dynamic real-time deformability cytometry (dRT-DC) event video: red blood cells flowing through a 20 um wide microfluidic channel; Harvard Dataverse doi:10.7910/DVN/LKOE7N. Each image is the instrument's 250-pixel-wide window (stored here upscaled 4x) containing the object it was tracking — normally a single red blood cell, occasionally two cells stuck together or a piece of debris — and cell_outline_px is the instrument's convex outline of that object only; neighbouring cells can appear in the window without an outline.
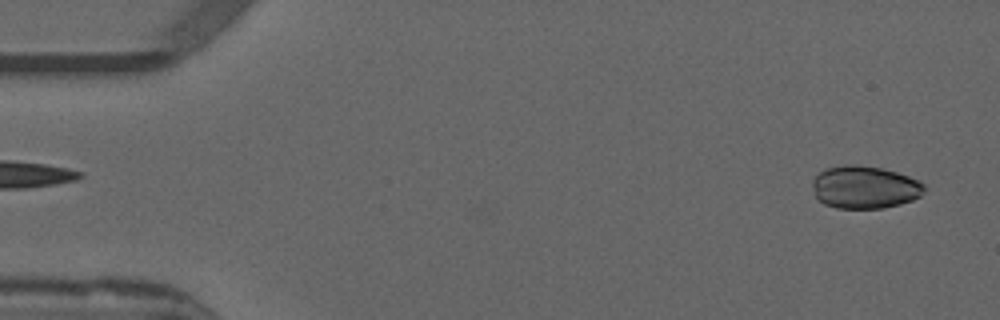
{"species": "common noctule bat (a hibernating species)", "species_latin": "Nyctalus noctula", "temperature_condition": "warm", "stored_images_in_passage": 52, "camera_frame_rate_fps": 3000, "um_per_image_px": 0.085, "animal": {"sex": "male", "forearm_length_mm": 52.5}, "frame": {"image": 1, "passage_image": 2, "time_ms": 0.333, "image_size_px": [1000, 320], "cell_outline_px": [[924, 192], [920, 196], [912, 200], [900, 204], [884, 208], [836, 208], [824, 204], [816, 196], [812, 184], [812, 180], [820, 172], [828, 168], [844, 164], [856, 164], [884, 168], [908, 176], [924, 184]], "centroid_in_image_um": [73.5, 15.91], "position_along_channel_um": 11.5, "area_um2": 27.8}}
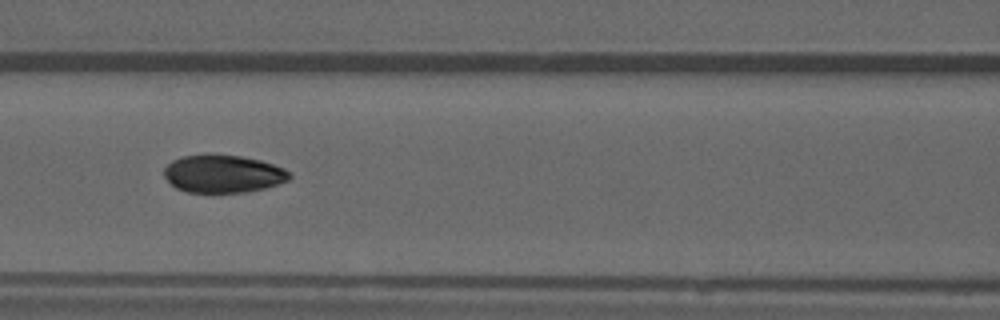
{"frame": {"image": 2, "passage_image": 22, "time_ms": 7.0, "image_size_px": [1000, 320], "cell_outline_px": [[292, 176], [288, 180], [264, 188], [244, 192], [188, 192], [176, 188], [164, 176], [164, 168], [172, 160], [184, 156], [240, 156], [260, 160], [284, 168], [292, 172]], "centroid_in_image_um": [18.98, 14.79], "position_along_channel_um": 147.6, "area_um2": 27.05}}
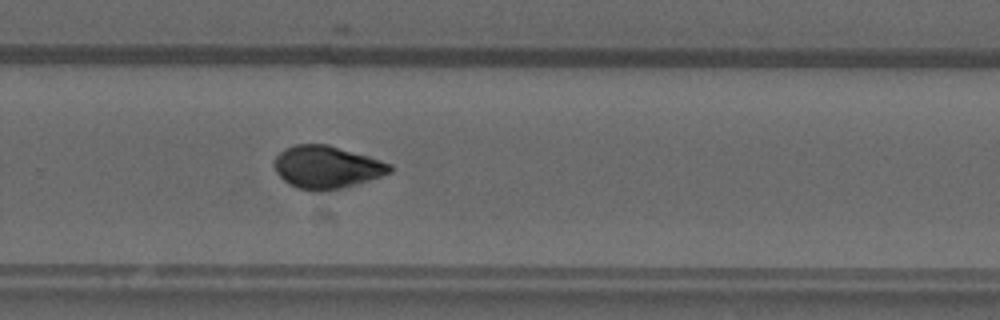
{"frame": {"image": 3, "passage_image": 34, "time_ms": 11.0, "image_size_px": [1000, 320], "cell_outline_px": [[392, 172], [368, 180], [340, 188], [324, 192], [312, 192], [296, 188], [288, 184], [276, 172], [272, 164], [272, 160], [284, 148], [296, 144], [328, 144], [368, 156], [392, 164]], "centroid_in_image_um": [27.71, 14.21], "position_along_channel_um": 302.1, "area_um2": 28.96}, "authors_computed_cell_mechanics": {"area_um2": 28.9289, "velocity_mm_per_s": 3.8786, "shape_relaxation_time_tau1_ms": 4.5269, "shape_relaxation_time_tau2_ms": 4.1652, "deformation_change_tau1": 0.1193, "deformation_change_tau2": 0.0607}}